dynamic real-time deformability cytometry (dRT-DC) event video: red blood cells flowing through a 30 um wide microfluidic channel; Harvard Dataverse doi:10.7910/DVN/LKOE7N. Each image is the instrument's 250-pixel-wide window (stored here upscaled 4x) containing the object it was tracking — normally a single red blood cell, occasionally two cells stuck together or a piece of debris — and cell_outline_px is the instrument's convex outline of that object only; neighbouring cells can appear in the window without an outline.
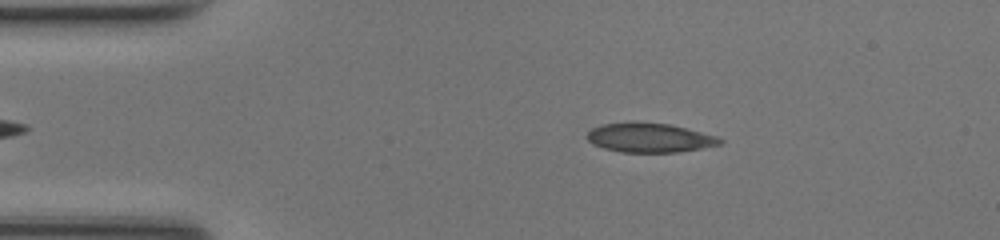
{"species": "common noctule bat (a hibernating species)", "species_latin": "Nyctalus noctula", "temperature_condition": "room temperature", "stored_images_in_passage": 40, "camera_frame_rate_fps": 3000, "um_per_image_px": 0.085, "animal": {"sex": "female", "body_mass_g": 17.0, "forearm_length_mm": 48.0}, "frame": {"image": 1, "passage_image": 7, "time_ms": 2.0, "image_size_px": [1000, 240], "cell_outline_px": [[724, 140], [720, 144], [700, 148], [676, 152], [620, 152], [604, 148], [592, 144], [584, 136], [592, 128], [604, 124], [636, 120], [668, 124], [716, 136]], "centroid_in_image_um": [55.14, 11.69], "position_along_channel_um": 29.9, "area_um2": 22.77}}
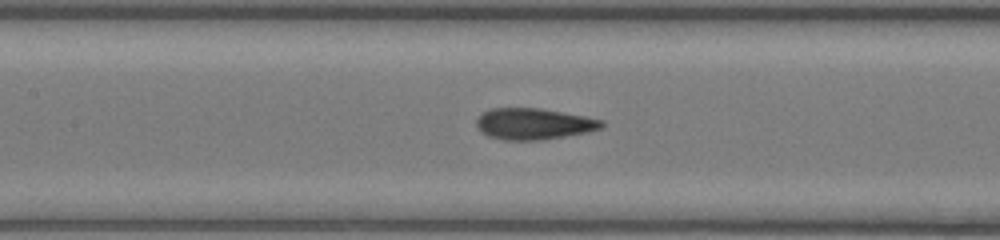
{"frame": {"image": 2, "passage_image": 20, "time_ms": 6.333, "image_size_px": [1000, 240], "cell_outline_px": [[604, 128], [588, 132], [544, 140], [504, 140], [488, 136], [480, 132], [476, 124], [476, 120], [484, 112], [492, 108], [540, 108], [584, 116], [604, 120]], "centroid_in_image_um": [45.39, 10.54], "position_along_channel_um": 162.0, "area_um2": 22.95}}
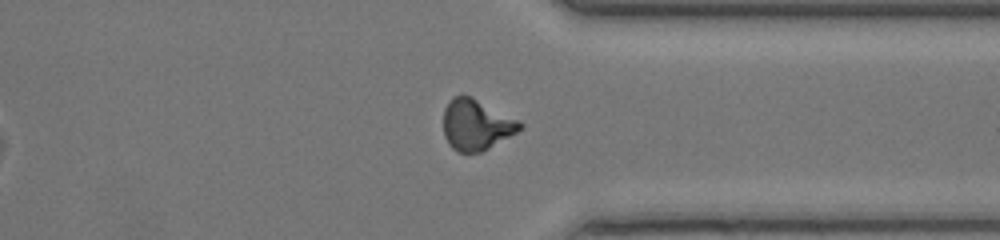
{"frame": {"image": 3, "passage_image": 35, "time_ms": 11.333, "image_size_px": [1000, 240], "cell_outline_px": [[524, 128], [488, 148], [480, 152], [456, 152], [448, 144], [444, 136], [444, 108], [448, 100], [452, 96], [472, 96], [520, 120], [524, 124]], "centroid_in_image_um": [40.49, 10.59], "position_along_channel_um": 370.9, "area_um2": 22.83}, "authors_computed_cell_mechanics": {"area_um2": 22.7732, "velocity_mm_per_s": 4.2408, "shape_relaxation_time_tau1_ms": 5.2696, "shape_relaxation_time_tau2_ms": 1.3659, "deformation_change_tau1": 0.1906, "deformation_change_tau2": 0.0712}}